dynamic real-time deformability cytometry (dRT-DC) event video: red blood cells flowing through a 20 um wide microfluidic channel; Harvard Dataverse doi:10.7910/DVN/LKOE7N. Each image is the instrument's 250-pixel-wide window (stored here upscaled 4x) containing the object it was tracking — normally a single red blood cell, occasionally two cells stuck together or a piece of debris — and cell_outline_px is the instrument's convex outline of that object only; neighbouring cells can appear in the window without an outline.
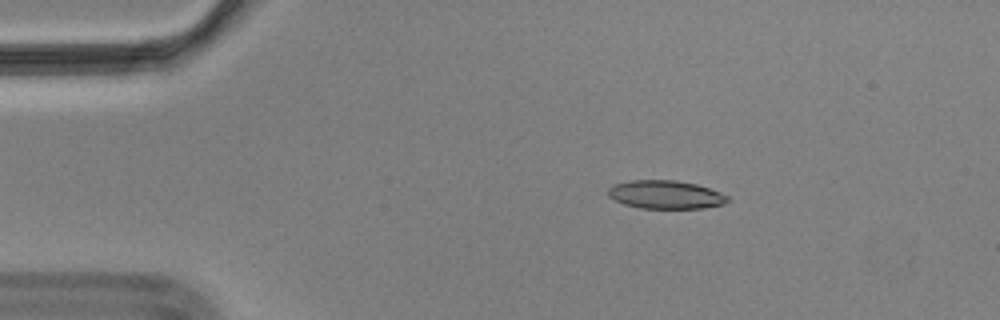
{"species": "Egyptian fruit bat (a non-hibernating species)", "species_latin": "Rousettus aegyptiacus", "temperature_condition": "cold", "stored_images_in_passage": 6, "camera_frame_rate_fps": 3000, "um_per_image_px": 0.085, "animal": {"sex": "male"}, "frame": {"image": 1, "passage_image": 3, "time_ms": 0.667, "image_size_px": [1000, 320], "cell_outline_px": [[728, 200], [724, 204], [704, 208], [640, 208], [624, 204], [608, 196], [608, 188], [612, 184], [628, 180], [676, 180], [696, 184], [720, 192], [728, 196]], "centroid_in_image_um": [56.55, 16.53], "position_along_channel_um": 28.5, "area_um2": 19.77}}